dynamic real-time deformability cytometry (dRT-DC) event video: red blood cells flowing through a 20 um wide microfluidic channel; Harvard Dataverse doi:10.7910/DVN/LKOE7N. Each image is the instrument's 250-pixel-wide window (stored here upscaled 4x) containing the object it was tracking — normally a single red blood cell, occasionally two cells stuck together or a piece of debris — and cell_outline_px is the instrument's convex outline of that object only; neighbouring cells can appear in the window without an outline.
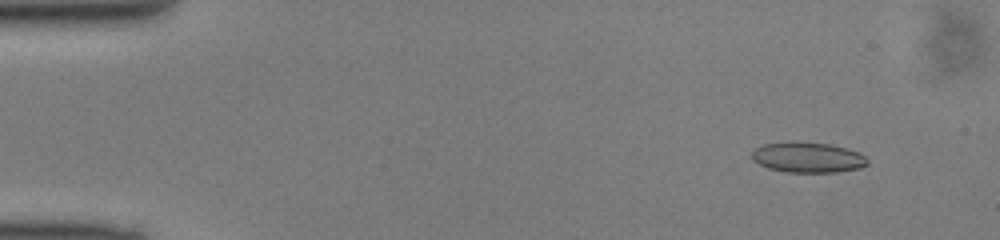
{"species": "common noctule bat (a hibernating species)", "species_latin": "Nyctalus noctula", "temperature_condition": "cold", "stored_images_in_passage": 50, "camera_frame_rate_fps": 3000, "um_per_image_px": 0.085, "animal": {"sex": "male", "body_mass_g": 13.0, "forearm_length_mm": 53.1}, "frame": {"image": 1, "passage_image": 5, "time_ms": 1.333, "image_size_px": [1000, 240], "cell_outline_px": [[868, 164], [860, 168], [836, 172], [788, 172], [768, 168], [752, 160], [752, 152], [756, 148], [764, 144], [788, 140], [796, 140], [828, 144], [848, 148], [860, 152], [868, 160]], "centroid_in_image_um": [68.66, 13.35], "position_along_channel_um": 16.3, "area_um2": 20.81}}
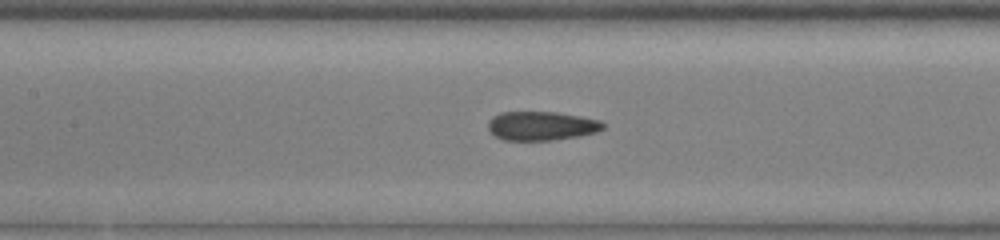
{"frame": {"image": 2, "passage_image": 23, "time_ms": 7.333, "image_size_px": [1000, 240], "cell_outline_px": [[604, 128], [596, 132], [576, 136], [552, 140], [504, 140], [496, 136], [488, 128], [488, 120], [492, 116], [500, 112], [556, 112], [580, 116], [600, 120], [604, 124]], "centroid_in_image_um": [46.0, 10.69], "position_along_channel_um": 161.4, "area_um2": 19.31}}
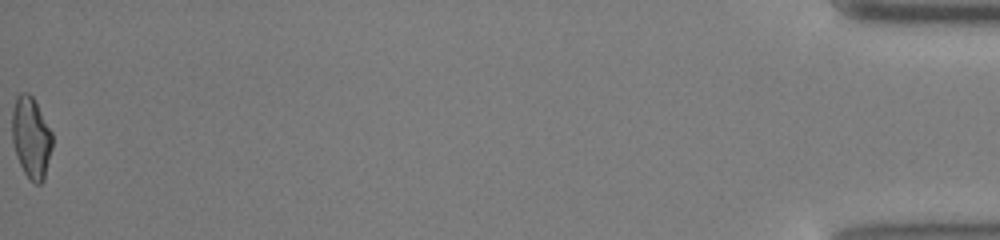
{"frame": {"image": 3, "passage_image": 50, "time_ms": 16.333, "image_size_px": [1000, 240], "cell_outline_px": [[52, 148], [44, 180], [40, 184], [36, 184], [24, 172], [16, 156], [12, 140], [12, 108], [16, 96], [20, 92], [28, 92], [32, 96], [52, 132]], "centroid_in_image_um": [2.63, 11.67], "position_along_channel_um": 432.6, "area_um2": 19.07}}